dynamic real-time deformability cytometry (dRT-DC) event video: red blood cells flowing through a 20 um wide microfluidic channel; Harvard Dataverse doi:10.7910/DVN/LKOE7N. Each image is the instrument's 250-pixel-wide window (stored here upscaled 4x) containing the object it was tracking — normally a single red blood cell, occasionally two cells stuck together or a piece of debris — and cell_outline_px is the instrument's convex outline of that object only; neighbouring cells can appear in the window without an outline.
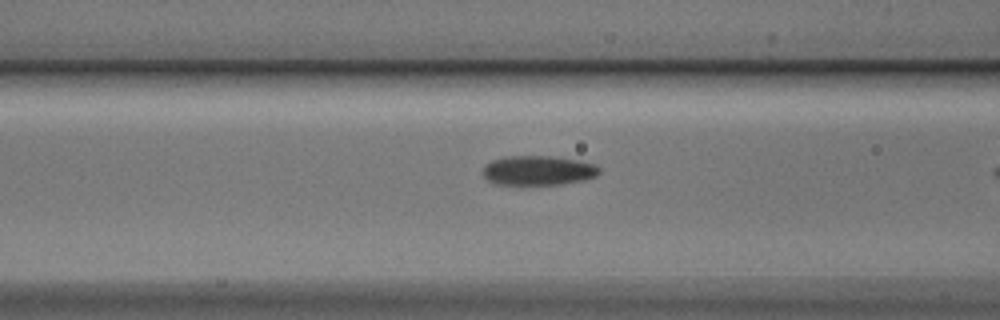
{"species": "Egyptian fruit bat (a non-hibernating species)", "species_latin": "Rousettus aegyptiacus", "temperature_condition": "cold", "stored_images_in_passage": 20, "camera_frame_rate_fps": 3000, "um_per_image_px": 0.085, "animal": {"sex": "male"}, "frame": {"image": 1, "passage_image": 19, "time_ms": 6.0, "image_size_px": [1000, 320], "cell_outline_px": [[600, 172], [596, 176], [584, 180], [560, 184], [492, 184], [484, 176], [484, 164], [492, 160], [508, 156], [552, 156], [576, 160], [596, 164], [600, 168]], "centroid_in_image_um": [45.75, 14.48], "position_along_channel_um": 120.9, "area_um2": 20.0}}